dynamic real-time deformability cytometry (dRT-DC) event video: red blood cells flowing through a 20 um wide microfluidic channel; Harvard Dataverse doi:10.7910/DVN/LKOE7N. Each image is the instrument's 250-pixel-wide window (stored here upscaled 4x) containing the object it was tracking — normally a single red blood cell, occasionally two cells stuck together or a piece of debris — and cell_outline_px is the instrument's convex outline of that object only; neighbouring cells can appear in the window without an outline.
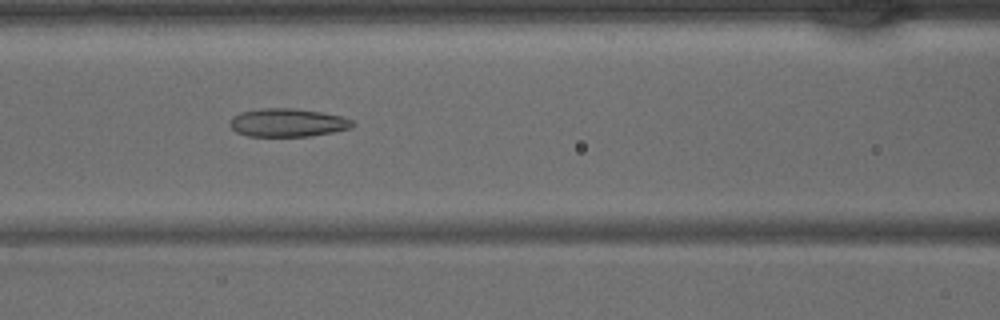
{"species": "common noctule bat (a hibernating species)", "species_latin": "Nyctalus noctula", "temperature_condition": "warm", "stored_images_in_passage": 41, "camera_frame_rate_fps": 3000, "um_per_image_px": 0.085, "animal": {"sex": "male", "body_mass_g": 15.6}, "frame": {"image": 1, "passage_image": 17, "time_ms": 5.333, "image_size_px": [1000, 320], "cell_outline_px": [[356, 124], [348, 128], [332, 132], [312, 136], [248, 136], [236, 132], [232, 128], [232, 116], [240, 112], [260, 108], [292, 108], [320, 112], [340, 116], [352, 120]], "centroid_in_image_um": [24.44, 10.42], "position_along_channel_um": 142.2, "area_um2": 20.0}}
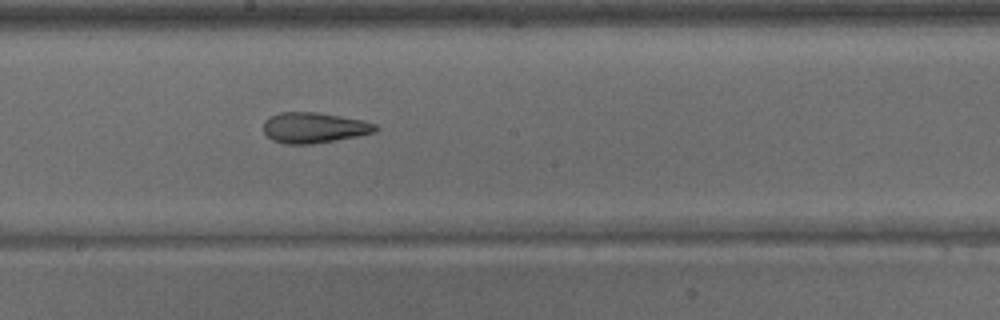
{"frame": {"image": 2, "passage_image": 22, "time_ms": 7.0, "image_size_px": [1000, 320], "cell_outline_px": [[380, 128], [376, 132], [356, 136], [312, 144], [284, 144], [272, 140], [264, 132], [264, 120], [268, 116], [280, 112], [316, 112], [364, 120], [376, 124]], "centroid_in_image_um": [26.69, 10.85], "position_along_channel_um": 221.5, "area_um2": 20.06}}
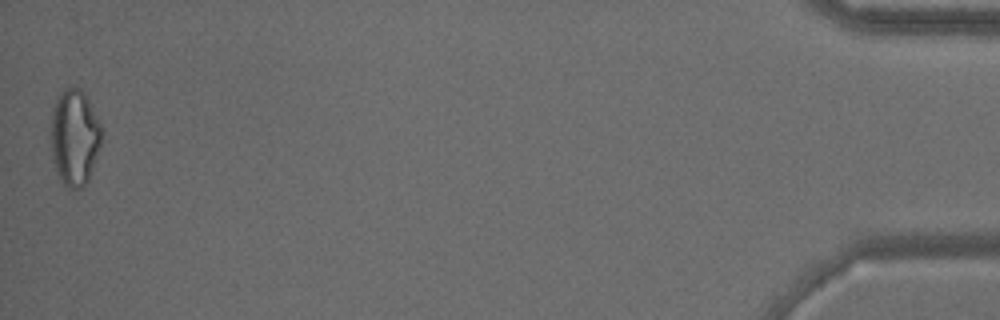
{"frame": {"image": 3, "passage_image": 41, "time_ms": 13.333, "image_size_px": [1000, 320], "cell_outline_px": [[100, 144], [88, 180], [80, 188], [68, 188], [64, 184], [56, 172], [52, 156], [52, 108], [56, 96], [60, 92], [72, 84], [80, 88], [84, 92], [100, 124]], "centroid_in_image_um": [6.31, 11.62], "position_along_channel_um": 428.9, "area_um2": 28.03}}